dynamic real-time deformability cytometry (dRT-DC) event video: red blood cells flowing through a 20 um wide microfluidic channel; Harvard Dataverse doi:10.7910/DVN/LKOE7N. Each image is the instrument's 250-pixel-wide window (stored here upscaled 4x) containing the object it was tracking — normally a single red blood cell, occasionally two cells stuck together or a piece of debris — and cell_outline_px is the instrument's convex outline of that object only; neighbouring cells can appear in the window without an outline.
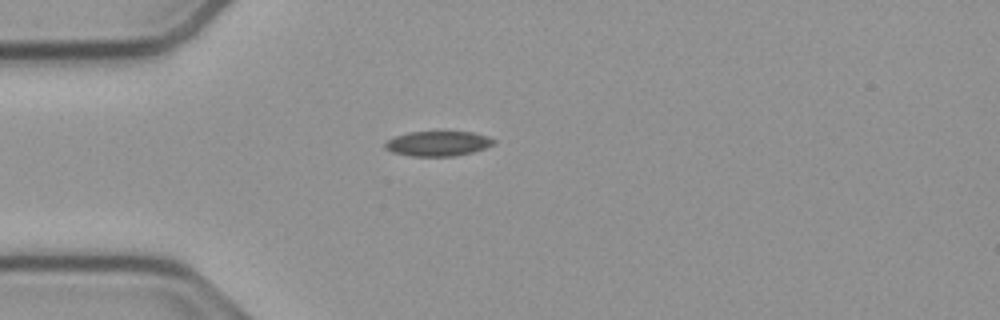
{"species": "common noctule bat (a hibernating species)", "species_latin": "Nyctalus noctula", "temperature_condition": "cold", "stored_images_in_passage": 41, "camera_frame_rate_fps": 3000, "um_per_image_px": 0.085, "animal": {"sex": "male", "body_mass_g": 23.1, "forearm_length_mm": 52.7}, "frame": {"image": 1, "passage_image": 1, "time_ms": 0.0, "image_size_px": [1000, 320], "cell_outline_px": [[496, 144], [472, 152], [456, 156], [412, 156], [392, 152], [384, 148], [384, 144], [388, 140], [396, 136], [408, 132], [472, 132], [488, 136], [496, 140]], "centroid_in_image_um": [37.25, 12.2], "position_along_channel_um": 47.8, "area_um2": 15.78}}
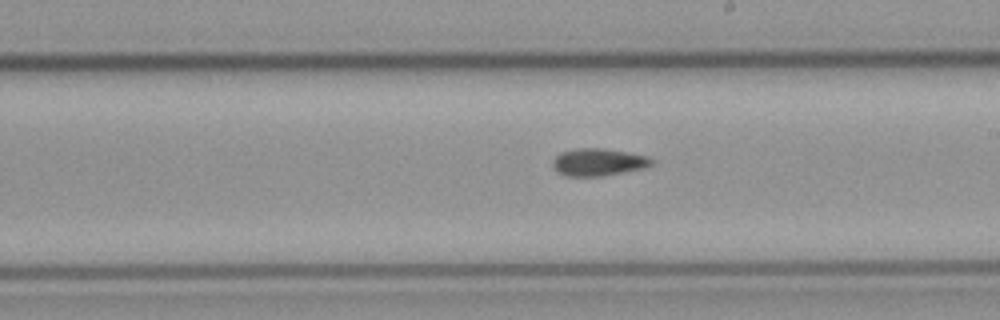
{"frame": {"image": 2, "passage_image": 17, "time_ms": 5.333, "image_size_px": [1000, 320], "cell_outline_px": [[652, 164], [644, 168], [600, 176], [564, 176], [556, 172], [552, 168], [552, 160], [560, 152], [580, 148], [604, 148], [648, 156], [652, 160]], "centroid_in_image_um": [50.79, 13.78], "position_along_channel_um": 238.2, "area_um2": 15.78}}
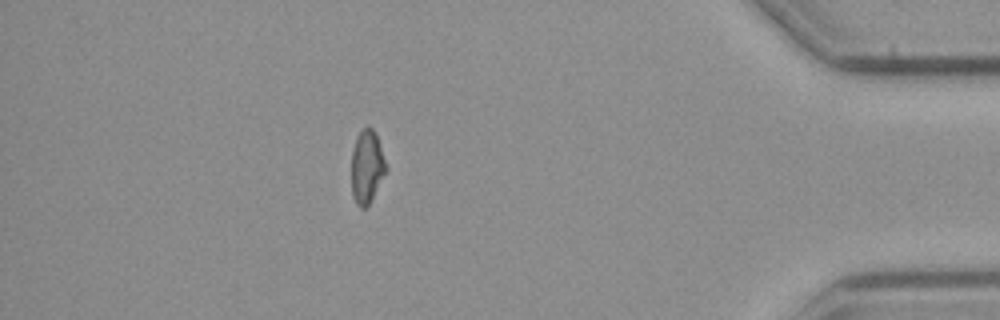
{"frame": {"image": 3, "passage_image": 34, "time_ms": 11.0, "image_size_px": [1000, 320], "cell_outline_px": [[388, 168], [372, 200], [364, 208], [360, 208], [356, 204], [352, 196], [352, 148], [356, 136], [368, 124], [372, 128], [376, 136]], "centroid_in_image_um": [31.18, 14.19], "position_along_channel_um": 404.0, "area_um2": 14.8}}